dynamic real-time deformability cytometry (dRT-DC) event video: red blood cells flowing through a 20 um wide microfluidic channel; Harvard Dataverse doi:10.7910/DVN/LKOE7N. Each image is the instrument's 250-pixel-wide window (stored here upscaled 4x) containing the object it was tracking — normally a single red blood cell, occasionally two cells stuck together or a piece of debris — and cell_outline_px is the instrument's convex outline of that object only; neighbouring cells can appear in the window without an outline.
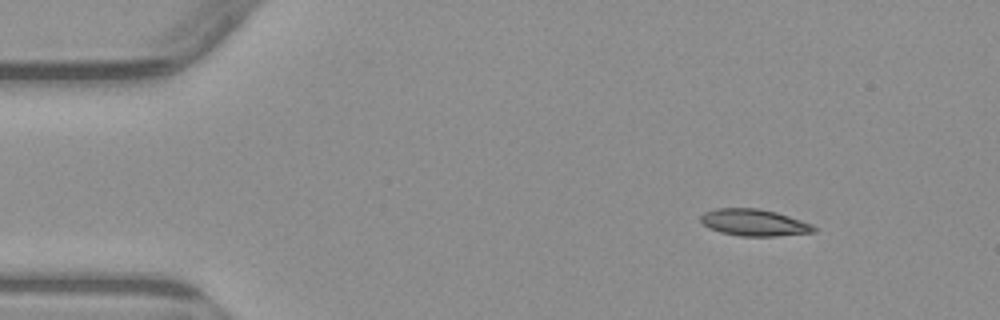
{"species": "common noctule bat (a hibernating species)", "species_latin": "Nyctalus noctula", "temperature_condition": "warm", "stored_images_in_passage": 3, "camera_frame_rate_fps": 3000, "um_per_image_px": 0.085, "animal": {"sex": "male", "body_mass_g": 23.1, "forearm_length_mm": 52.7}, "frame": {"image": 1, "passage_image": 1, "time_ms": 0.0, "image_size_px": [1000, 320], "cell_outline_px": [[820, 228], [816, 232], [776, 236], [740, 236], [720, 232], [708, 228], [700, 220], [700, 216], [704, 212], [716, 208], [760, 208], [776, 212], [812, 224]], "centroid_in_image_um": [64.12, 18.92], "position_along_channel_um": 20.9, "area_um2": 17.8}}